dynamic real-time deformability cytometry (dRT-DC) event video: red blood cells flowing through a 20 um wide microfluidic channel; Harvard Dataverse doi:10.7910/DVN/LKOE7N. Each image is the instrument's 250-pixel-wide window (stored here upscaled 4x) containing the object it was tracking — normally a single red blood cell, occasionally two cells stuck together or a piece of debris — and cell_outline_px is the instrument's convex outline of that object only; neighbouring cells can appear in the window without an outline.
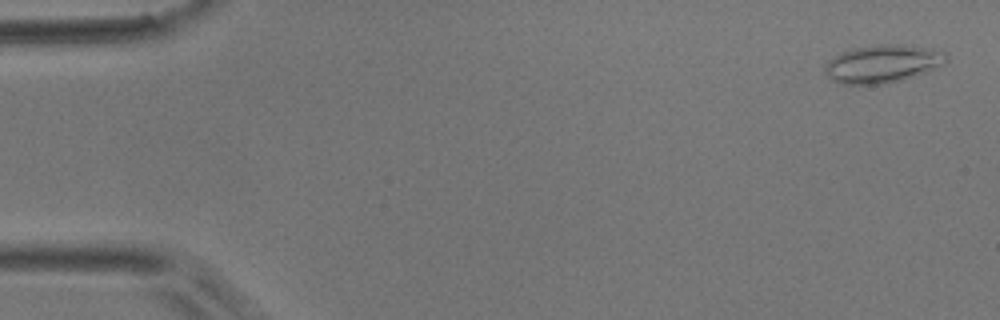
{"species": "common noctule bat (a hibernating species)", "species_latin": "Nyctalus noctula", "temperature_condition": "room temperature", "stored_images_in_passage": 52, "camera_frame_rate_fps": 3000, "um_per_image_px": 0.085, "animal": {"sex": "male", "body_mass_g": 17.9}, "frame": {"image": 1, "passage_image": 2, "time_ms": 0.333, "image_size_px": [1000, 320], "cell_outline_px": [[948, 60], [944, 64], [924, 72], [900, 80], [880, 84], [840, 84], [828, 76], [824, 68], [828, 60], [840, 52], [852, 48], [876, 44], [892, 44], [924, 48], [948, 52]], "centroid_in_image_um": [74.99, 5.41], "position_along_channel_um": 10.0, "area_um2": 26.53}}
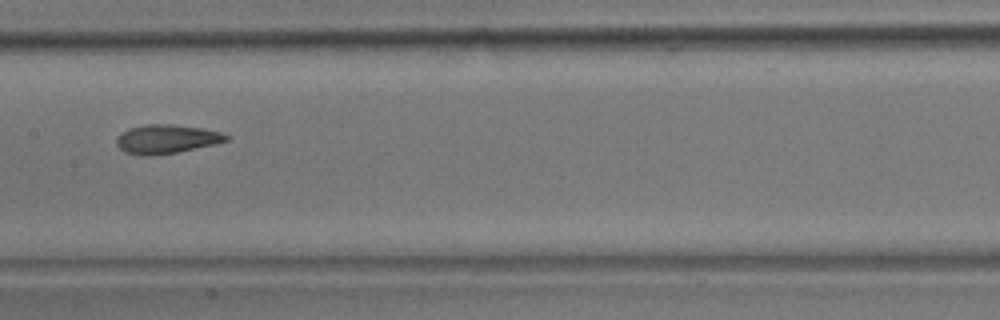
{"frame": {"image": 2, "passage_image": 26, "time_ms": 8.333, "image_size_px": [1000, 320], "cell_outline_px": [[228, 140], [212, 144], [176, 152], [148, 156], [140, 156], [124, 152], [116, 144], [116, 136], [128, 128], [144, 124], [168, 124], [200, 128], [220, 132], [228, 136]], "centroid_in_image_um": [14.05, 11.82], "position_along_channel_um": 193.3, "area_um2": 18.26}}
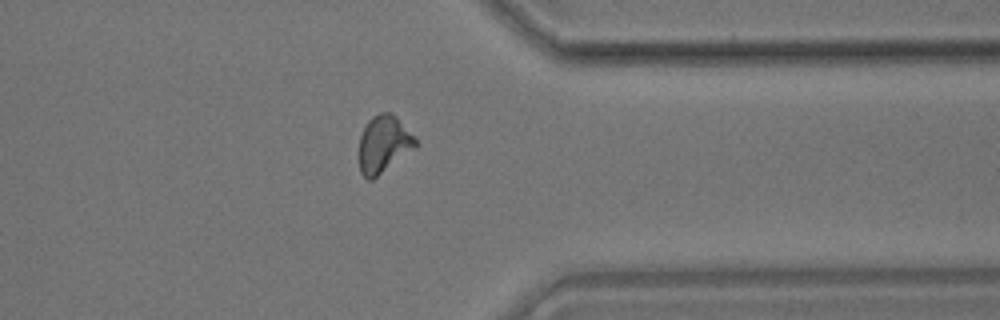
{"frame": {"image": 3, "passage_image": 41, "time_ms": 13.333, "image_size_px": [1000, 320], "cell_outline_px": [[420, 144], [416, 148], [372, 180], [368, 180], [360, 172], [360, 136], [368, 120], [372, 116], [380, 112], [392, 112], [396, 116]], "centroid_in_image_um": [32.63, 12.25], "position_along_channel_um": 378.8, "area_um2": 18.79}, "authors_computed_cell_mechanics": {"area_um2": 18.3515, "velocity_mm_per_s": 3.8657, "shape_relaxation_time_tau1_ms": 8.076, "shape_relaxation_time_tau2_ms": 1.5918, "deformation_change_tau1": 0.203, "deformation_change_tau2": 0.0924}}